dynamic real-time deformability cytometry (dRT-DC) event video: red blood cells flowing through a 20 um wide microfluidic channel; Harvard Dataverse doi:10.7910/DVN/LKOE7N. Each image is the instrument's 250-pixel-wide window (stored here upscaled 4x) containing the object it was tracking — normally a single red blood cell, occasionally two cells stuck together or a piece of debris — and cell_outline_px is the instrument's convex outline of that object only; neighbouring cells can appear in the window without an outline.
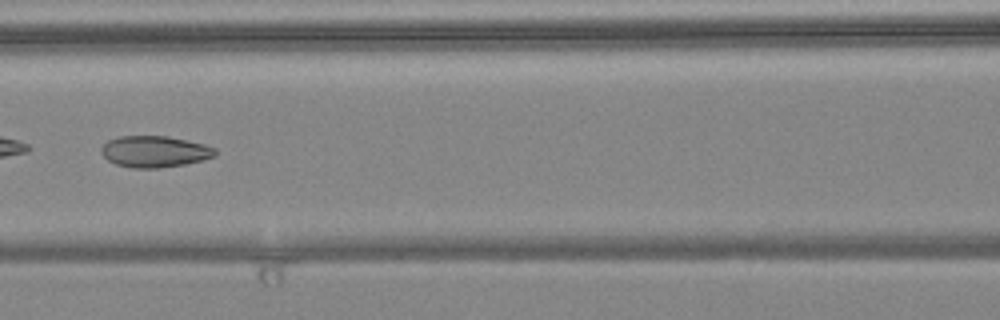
{"species": "common noctule bat (a hibernating species)", "species_latin": "Nyctalus noctula", "temperature_condition": "warm", "stored_images_in_passage": 6, "camera_frame_rate_fps": 3000, "um_per_image_px": 0.085, "animal": {"sex": "female", "body_mass_g": 24.6, "forearm_length_mm": 56.2}, "frame": {"image": 1, "passage_image": 4, "time_ms": 1.0, "image_size_px": [1000, 320], "cell_outline_px": [[216, 156], [184, 164], [160, 168], [132, 168], [116, 164], [108, 160], [100, 152], [100, 148], [108, 140], [120, 136], [168, 136], [204, 144], [216, 148]], "centroid_in_image_um": [13.13, 12.88], "position_along_channel_um": 153.5, "area_um2": 20.81}}
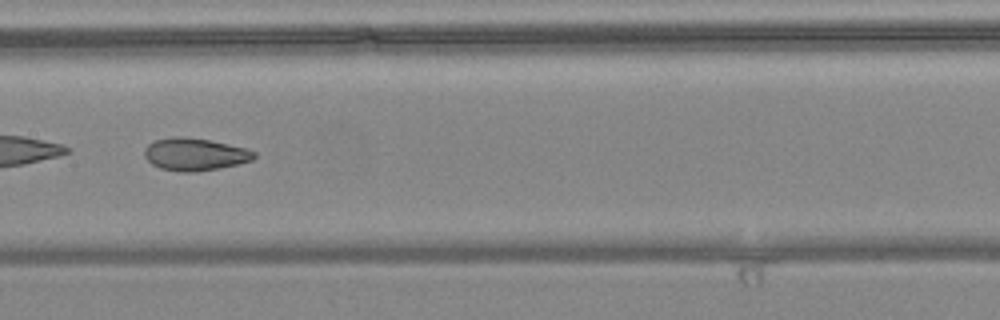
{"frame": {"image": 2, "passage_image": 5, "time_ms": 1.333, "image_size_px": [1000, 320], "cell_outline_px": [[256, 156], [252, 160], [220, 168], [196, 172], [180, 172], [160, 168], [152, 164], [144, 156], [144, 148], [148, 144], [156, 140], [172, 136], [180, 136], [208, 140], [248, 148], [256, 152]], "centroid_in_image_um": [16.56, 13.12], "position_along_channel_um": 190.8, "area_um2": 20.81}}
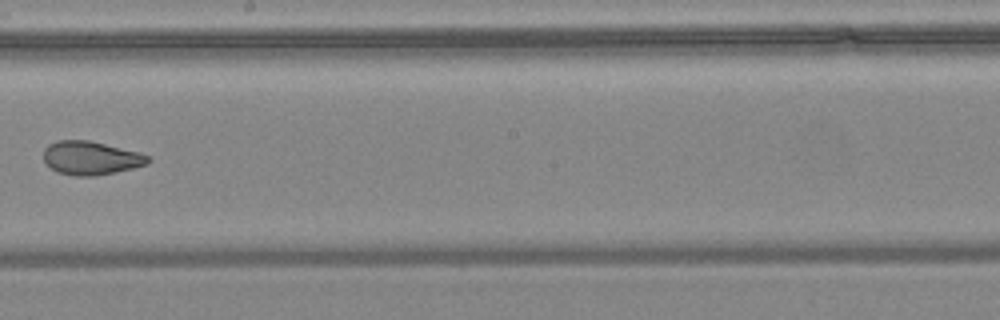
{"frame": {"image": 3, "passage_image": 6, "time_ms": 1.667, "image_size_px": [1000, 320], "cell_outline_px": [[152, 160], [148, 164], [132, 168], [92, 176], [76, 176], [56, 172], [44, 160], [44, 148], [48, 144], [60, 140], [88, 140], [136, 152], [148, 156]], "centroid_in_image_um": [7.69, 13.43], "position_along_channel_um": 240.5, "area_um2": 20.06}}